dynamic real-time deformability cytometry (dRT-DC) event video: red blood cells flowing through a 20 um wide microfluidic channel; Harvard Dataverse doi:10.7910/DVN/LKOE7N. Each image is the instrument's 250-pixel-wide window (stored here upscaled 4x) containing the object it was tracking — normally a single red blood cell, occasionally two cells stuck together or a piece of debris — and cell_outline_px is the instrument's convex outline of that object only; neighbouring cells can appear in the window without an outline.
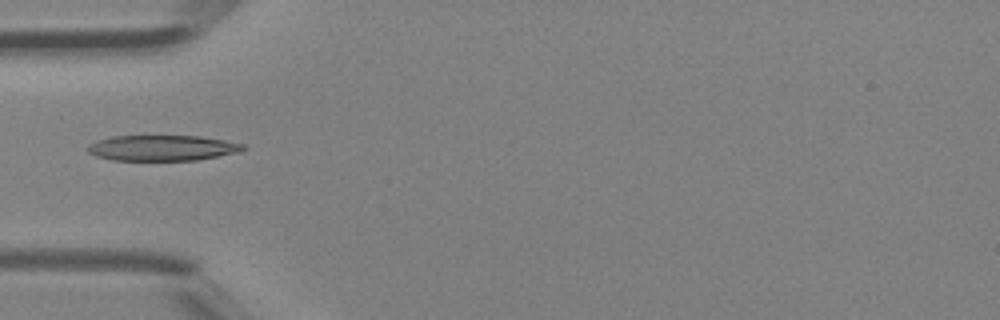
{"species": "Egyptian fruit bat (a non-hibernating species)", "species_latin": "Rousettus aegyptiacus", "temperature_condition": "room temperature", "stored_images_in_passage": 3, "camera_frame_rate_fps": 3000, "um_per_image_px": 0.085, "animal": {"sex": "female"}, "frame": {"image": 1, "passage_image": 2, "time_ms": 0.333, "image_size_px": [1000, 320], "cell_outline_px": [[244, 148], [240, 152], [196, 160], [112, 160], [96, 156], [88, 152], [88, 144], [96, 140], [112, 136], [200, 136], [224, 140], [244, 144]], "centroid_in_image_um": [13.77, 12.57], "position_along_channel_um": 71.2, "area_um2": 23.12}}
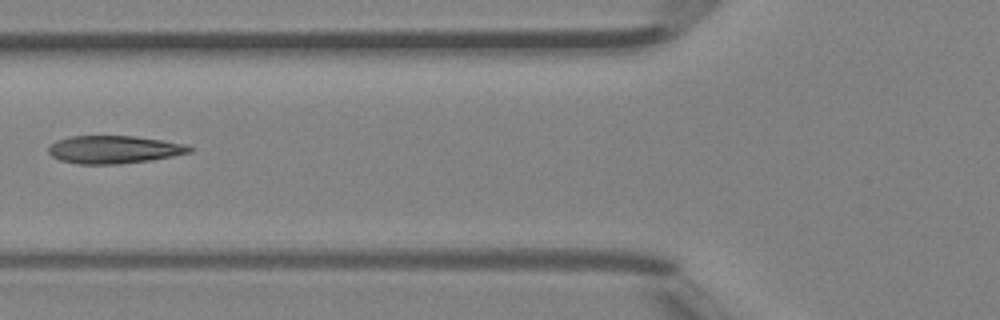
{"frame": {"image": 2, "passage_image": 3, "time_ms": 0.667, "image_size_px": [1000, 320], "cell_outline_px": [[192, 152], [172, 156], [148, 160], [120, 164], [80, 164], [60, 160], [52, 156], [48, 152], [48, 144], [56, 140], [72, 136], [136, 136], [192, 144]], "centroid_in_image_um": [9.71, 12.7], "position_along_channel_um": 116.1, "area_um2": 23.12}}